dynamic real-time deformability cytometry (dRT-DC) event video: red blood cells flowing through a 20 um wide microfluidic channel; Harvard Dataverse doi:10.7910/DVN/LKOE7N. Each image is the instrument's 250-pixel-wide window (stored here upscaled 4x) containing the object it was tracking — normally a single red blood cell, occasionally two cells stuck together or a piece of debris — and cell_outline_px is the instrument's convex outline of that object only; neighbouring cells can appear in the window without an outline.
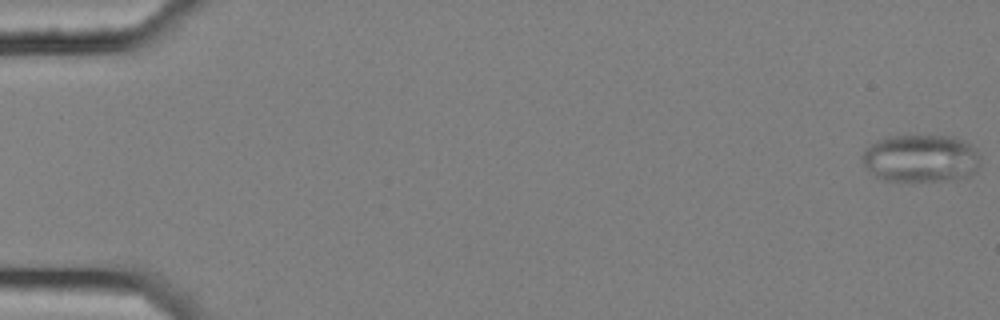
{"species": "common noctule bat (a hibernating species)", "species_latin": "Nyctalus noctula", "temperature_condition": "cold", "stored_images_in_passage": 6, "camera_frame_rate_fps": 3000, "um_per_image_px": 0.085, "animal": {"sex": "female", "body_mass_g": 25.1}, "frame": {"image": 1, "passage_image": 1, "time_ms": 0.0, "image_size_px": [1000, 320], "cell_outline_px": [[980, 164], [976, 172], [968, 176], [940, 180], [884, 180], [872, 176], [868, 172], [860, 156], [864, 148], [876, 140], [884, 136], [952, 136], [964, 140], [976, 148], [980, 156]], "centroid_in_image_um": [78.23, 13.44], "position_along_channel_um": 6.8, "area_um2": 33.18}}
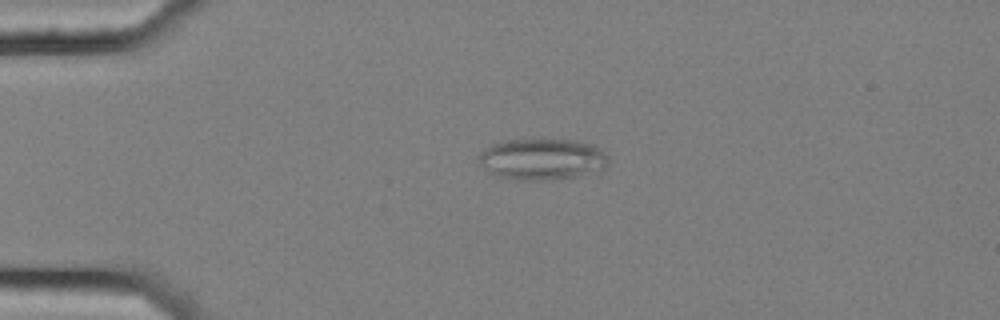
{"frame": {"image": 2, "passage_image": 5, "time_ms": 1.333, "image_size_px": [1000, 320], "cell_outline_px": [[608, 164], [604, 168], [576, 176], [552, 180], [516, 180], [496, 176], [488, 172], [476, 160], [476, 156], [488, 144], [504, 140], [532, 136], [540, 136], [572, 140], [592, 144], [600, 148], [608, 156]], "centroid_in_image_um": [45.99, 13.47], "position_along_channel_um": 39.0, "area_um2": 32.6}}